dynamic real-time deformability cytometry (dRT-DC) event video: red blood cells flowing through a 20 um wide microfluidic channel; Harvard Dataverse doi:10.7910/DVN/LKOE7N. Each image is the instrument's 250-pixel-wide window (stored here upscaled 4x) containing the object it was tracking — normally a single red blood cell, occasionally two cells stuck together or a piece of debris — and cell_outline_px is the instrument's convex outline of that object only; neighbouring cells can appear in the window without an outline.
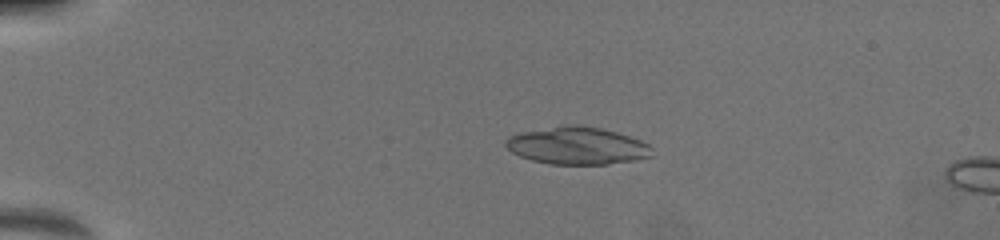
{"species": "common noctule bat (a hibernating species)", "species_latin": "Nyctalus noctula", "temperature_condition": "warm", "stored_images_in_passage": 4, "camera_frame_rate_fps": 3000, "um_per_image_px": 0.085, "animal": {"sex": "female", "body_mass_g": 19.5, "forearm_length_mm": 54.1}, "frame": {"image": 1, "passage_image": 2, "time_ms": 1.0, "image_size_px": [1000, 240], "cell_outline_px": [[652, 156], [632, 160], [608, 164], [548, 164], [532, 160], [520, 156], [512, 152], [504, 144], [504, 140], [508, 136], [524, 132], [568, 124], [580, 124], [600, 128], [616, 132], [640, 140], [648, 144], [652, 148]], "centroid_in_image_um": [49.05, 12.38], "position_along_channel_um": 36.0, "area_um2": 31.73}}